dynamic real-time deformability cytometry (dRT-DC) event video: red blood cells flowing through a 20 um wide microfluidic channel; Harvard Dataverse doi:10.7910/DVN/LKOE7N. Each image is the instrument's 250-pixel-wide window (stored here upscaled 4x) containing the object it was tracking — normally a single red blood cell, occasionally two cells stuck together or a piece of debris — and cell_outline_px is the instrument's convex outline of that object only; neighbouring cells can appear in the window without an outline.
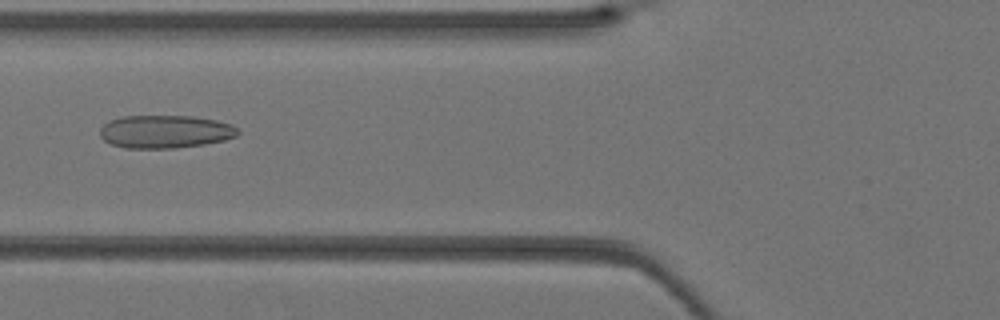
{"species": "Egyptian fruit bat (a non-hibernating species)", "species_latin": "Rousettus aegyptiacus", "temperature_condition": "warm", "stored_images_in_passage": 40, "camera_frame_rate_fps": 3000, "um_per_image_px": 0.085, "animal": {"sex": "female"}, "frame": {"image": 1, "passage_image": 16, "time_ms": 5.0, "image_size_px": [1000, 320], "cell_outline_px": [[240, 132], [236, 136], [224, 140], [204, 144], [176, 148], [124, 148], [112, 144], [104, 140], [100, 136], [100, 128], [108, 120], [120, 116], [192, 116], [216, 120], [232, 124]], "centroid_in_image_um": [14.02, 11.18], "position_along_channel_um": 111.8, "area_um2": 26.65}}
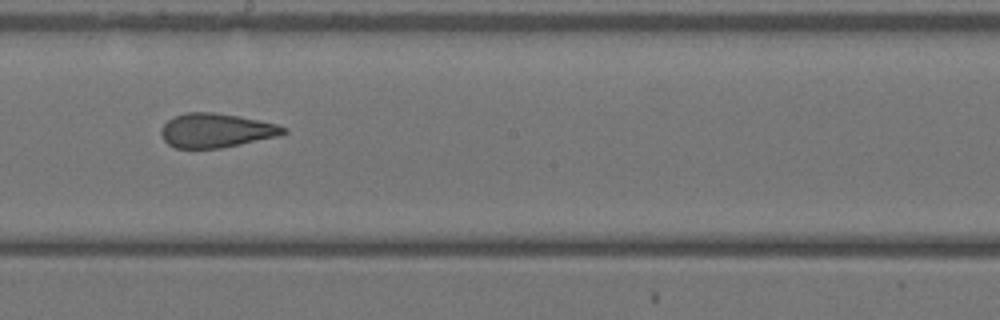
{"frame": {"image": 2, "passage_image": 23, "time_ms": 7.333, "image_size_px": [1000, 320], "cell_outline_px": [[288, 132], [280, 136], [220, 148], [176, 148], [168, 144], [164, 140], [160, 132], [160, 128], [168, 120], [176, 116], [188, 112], [212, 112], [240, 116], [276, 124], [288, 128]], "centroid_in_image_um": [18.39, 11.09], "position_along_channel_um": 229.8, "area_um2": 24.33}}
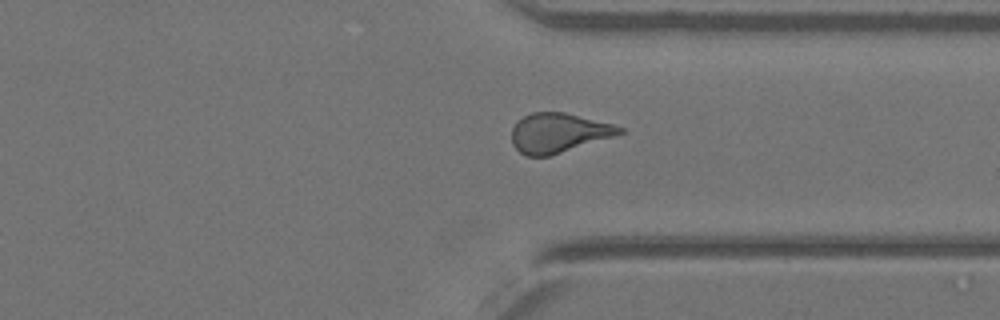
{"frame": {"image": 3, "passage_image": 31, "time_ms": 10.0, "image_size_px": [1000, 320], "cell_outline_px": [[624, 132], [612, 136], [548, 156], [528, 156], [520, 152], [512, 144], [512, 128], [524, 116], [532, 112], [564, 112], [616, 124], [624, 128]], "centroid_in_image_um": [47.47, 11.27], "position_along_channel_um": 363.9, "area_um2": 24.45}}